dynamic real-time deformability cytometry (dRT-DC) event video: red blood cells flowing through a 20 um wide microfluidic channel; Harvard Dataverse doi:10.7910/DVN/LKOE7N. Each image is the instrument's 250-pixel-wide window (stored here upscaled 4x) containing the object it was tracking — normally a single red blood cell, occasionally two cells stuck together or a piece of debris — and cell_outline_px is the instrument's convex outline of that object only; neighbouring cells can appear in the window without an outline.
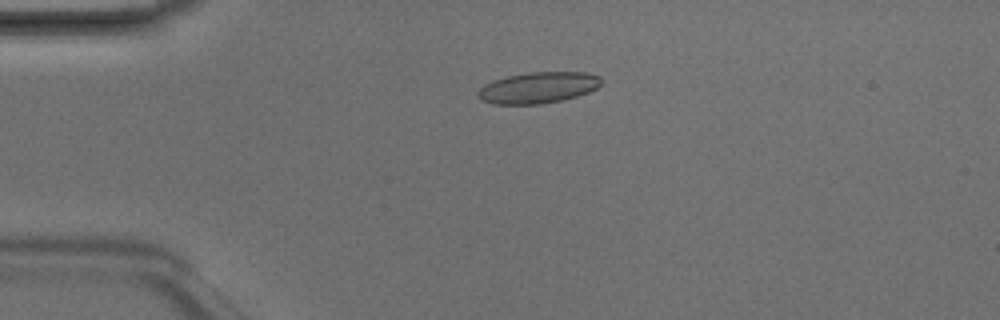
{"species": "Egyptian fruit bat (a non-hibernating species)", "species_latin": "Rousettus aegyptiacus", "temperature_condition": "room temperature", "stored_images_in_passage": 4, "camera_frame_rate_fps": 3000, "um_per_image_px": 0.085, "animal": {"sex": "male"}, "frame": {"image": 1, "passage_image": 3, "time_ms": 0.667, "image_size_px": [1000, 320], "cell_outline_px": [[600, 84], [596, 88], [588, 92], [576, 96], [560, 100], [540, 104], [492, 104], [480, 100], [476, 96], [476, 92], [484, 84], [492, 80], [508, 76], [528, 72], [588, 72], [600, 76]], "centroid_in_image_um": [45.68, 7.45], "position_along_channel_um": 39.3, "area_um2": 22.48}}